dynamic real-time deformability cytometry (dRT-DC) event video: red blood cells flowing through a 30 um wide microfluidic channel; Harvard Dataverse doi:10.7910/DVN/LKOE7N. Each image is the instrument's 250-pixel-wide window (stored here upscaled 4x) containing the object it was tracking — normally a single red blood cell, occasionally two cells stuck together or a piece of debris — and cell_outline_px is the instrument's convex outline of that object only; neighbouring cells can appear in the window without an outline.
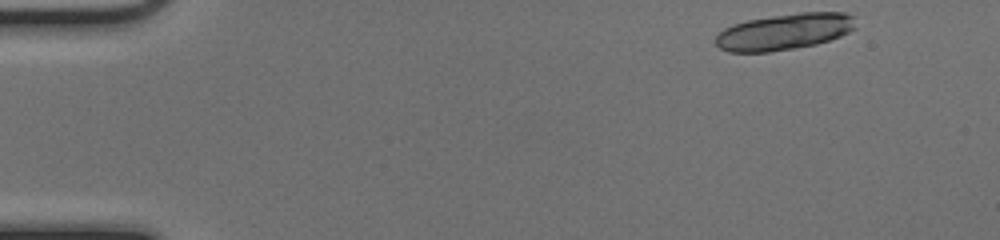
{"species": "common noctule bat (a hibernating species)", "species_latin": "Nyctalus noctula", "temperature_condition": "cold", "stored_images_in_passage": 15, "camera_frame_rate_fps": 3000, "um_per_image_px": 0.085, "animal": {"sex": "female", "body_mass_g": 17.0, "forearm_length_mm": 48.0}, "frame": {"image": 1, "passage_image": 1, "time_ms": 0.0, "image_size_px": [1000, 240], "cell_outline_px": [[856, 28], [840, 36], [816, 44], [796, 48], [768, 52], [728, 52], [720, 48], [716, 44], [716, 36], [724, 28], [732, 24], [748, 20], [772, 16], [800, 12], [844, 12], [856, 16]], "centroid_in_image_um": [66.7, 2.69], "position_along_channel_um": 18.3, "area_um2": 29.77}}